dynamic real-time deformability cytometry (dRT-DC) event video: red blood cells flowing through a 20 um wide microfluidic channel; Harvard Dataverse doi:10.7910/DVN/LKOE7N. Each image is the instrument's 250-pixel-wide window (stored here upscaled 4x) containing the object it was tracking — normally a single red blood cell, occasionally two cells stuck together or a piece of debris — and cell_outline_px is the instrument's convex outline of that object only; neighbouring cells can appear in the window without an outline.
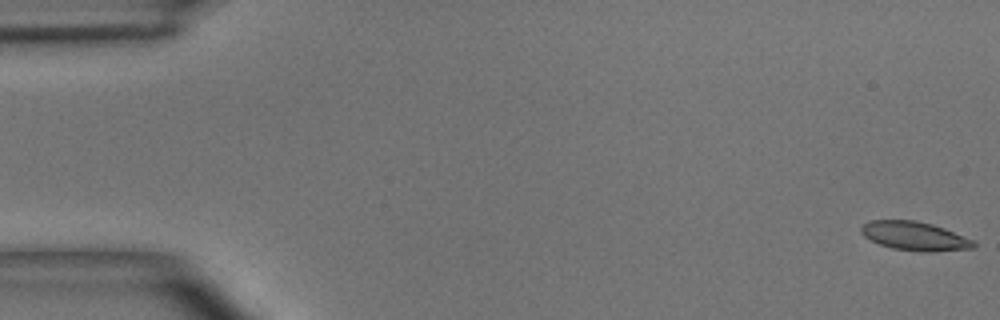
{"species": "common noctule bat (a hibernating species)", "species_latin": "Nyctalus noctula", "temperature_condition": "room temperature", "stored_images_in_passage": 5, "camera_frame_rate_fps": 3000, "um_per_image_px": 0.085, "animal": {"sex": "male", "body_mass_g": 15.6}, "frame": {"image": 1, "passage_image": 1, "time_ms": 0.0, "image_size_px": [1000, 320], "cell_outline_px": [[976, 248], [928, 252], [920, 252], [892, 248], [880, 244], [864, 236], [860, 232], [860, 228], [868, 220], [912, 220], [932, 224], [944, 228], [976, 240]], "centroid_in_image_um": [77.79, 20.07], "position_along_channel_um": 7.2, "area_um2": 19.02}}
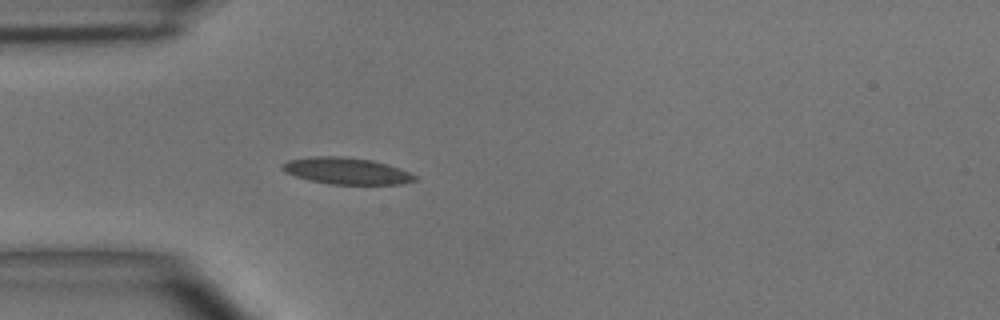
{"frame": {"image": 2, "passage_image": 5, "time_ms": 4.667, "image_size_px": [1000, 320], "cell_outline_px": [[416, 180], [400, 184], [328, 184], [308, 180], [284, 172], [280, 168], [280, 164], [288, 160], [312, 156], [344, 156], [372, 160], [388, 164], [400, 168], [416, 176]], "centroid_in_image_um": [29.4, 14.52], "position_along_channel_um": 55.6, "area_um2": 20.69}}